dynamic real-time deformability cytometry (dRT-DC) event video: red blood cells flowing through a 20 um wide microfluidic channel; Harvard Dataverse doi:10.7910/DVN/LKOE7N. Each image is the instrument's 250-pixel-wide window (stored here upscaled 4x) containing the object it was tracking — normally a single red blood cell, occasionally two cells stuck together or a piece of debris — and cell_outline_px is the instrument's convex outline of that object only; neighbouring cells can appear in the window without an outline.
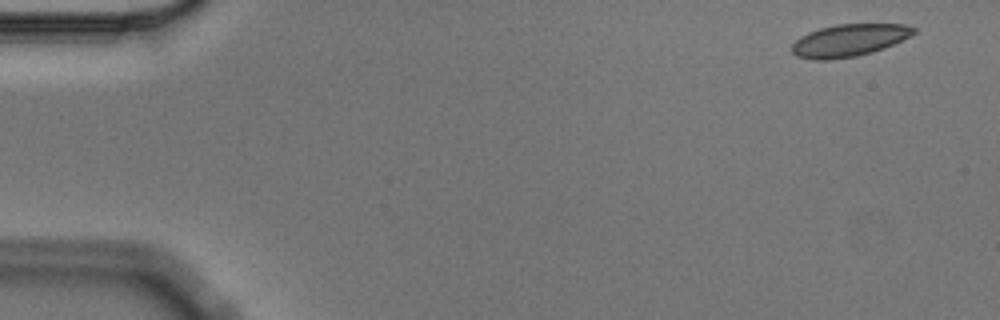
{"species": "Egyptian fruit bat (a non-hibernating species)", "species_latin": "Rousettus aegyptiacus", "temperature_condition": "cold", "stored_images_in_passage": 5, "camera_frame_rate_fps": 3000, "um_per_image_px": 0.085, "animal": {"sex": "male"}, "frame": {"image": 1, "passage_image": 1, "time_ms": 0.0, "image_size_px": [1000, 320], "cell_outline_px": [[916, 32], [912, 36], [884, 48], [872, 52], [856, 56], [828, 60], [812, 60], [796, 56], [792, 52], [792, 44], [800, 36], [808, 32], [820, 28], [836, 24], [904, 24], [916, 28]], "centroid_in_image_um": [72.17, 3.43], "position_along_channel_um": 12.8, "area_um2": 23.06}}
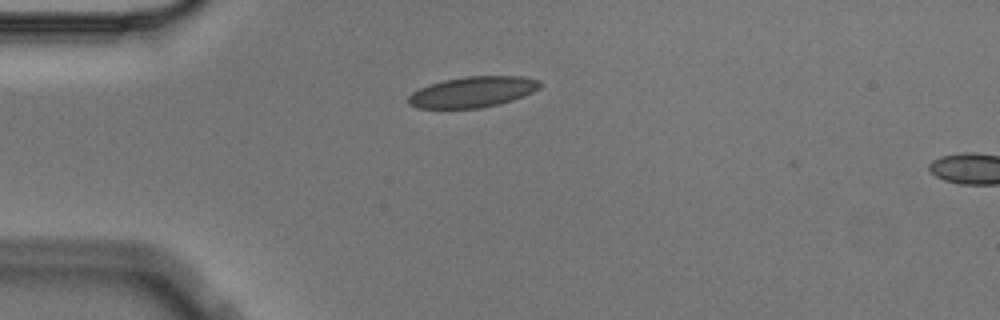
{"frame": {"image": 2, "passage_image": 4, "time_ms": 1.0, "image_size_px": [1000, 320], "cell_outline_px": [[544, 84], [540, 88], [532, 92], [512, 100], [500, 104], [480, 108], [416, 108], [408, 104], [408, 96], [412, 92], [428, 84], [444, 80], [468, 76], [520, 76], [540, 80]], "centroid_in_image_um": [40.18, 7.81], "position_along_channel_um": 44.8, "area_um2": 23.7}}